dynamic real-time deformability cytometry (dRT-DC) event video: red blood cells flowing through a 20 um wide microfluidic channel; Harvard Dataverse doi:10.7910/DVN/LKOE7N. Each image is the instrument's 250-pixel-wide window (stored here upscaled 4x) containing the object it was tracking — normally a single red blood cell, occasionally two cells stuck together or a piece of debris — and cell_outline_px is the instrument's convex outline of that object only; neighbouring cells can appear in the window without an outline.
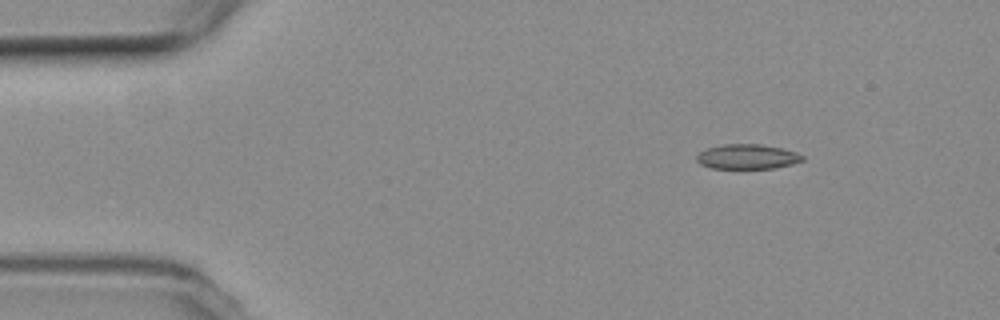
{"species": "common noctule bat (a hibernating species)", "species_latin": "Nyctalus noctula", "temperature_condition": "room temperature", "stored_images_in_passage": 9, "camera_frame_rate_fps": 3000, "um_per_image_px": 0.085, "animal": {"sex": "female", "body_mass_g": 19.3, "forearm_length_mm": 54.1}, "frame": {"image": 1, "passage_image": 3, "time_ms": 2.333, "image_size_px": [1000, 320], "cell_outline_px": [[804, 160], [792, 164], [776, 168], [712, 168], [700, 164], [696, 160], [696, 156], [700, 152], [708, 148], [724, 144], [760, 144], [780, 148], [796, 152], [804, 156]], "centroid_in_image_um": [63.53, 13.32], "position_along_channel_um": 21.5, "area_um2": 15.2}}
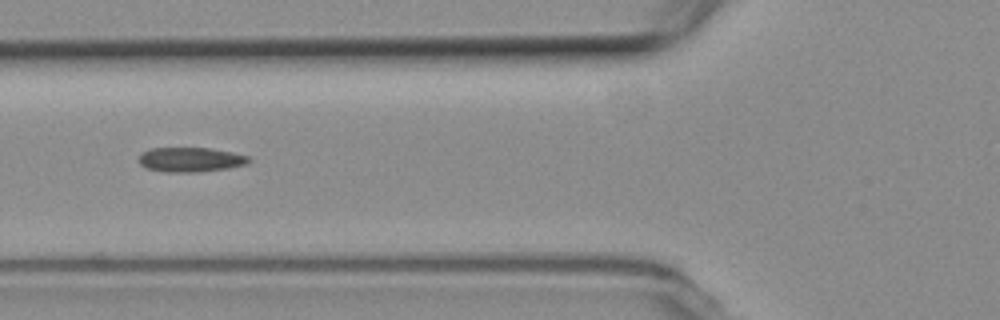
{"frame": {"image": 2, "passage_image": 7, "time_ms": 7.0, "image_size_px": [1000, 320], "cell_outline_px": [[252, 160], [248, 164], [228, 168], [196, 172], [164, 172], [144, 168], [140, 164], [140, 156], [148, 148], [208, 148], [232, 152], [248, 156]], "centroid_in_image_um": [16.2, 13.57], "position_along_channel_um": 109.6, "area_um2": 15.78}}
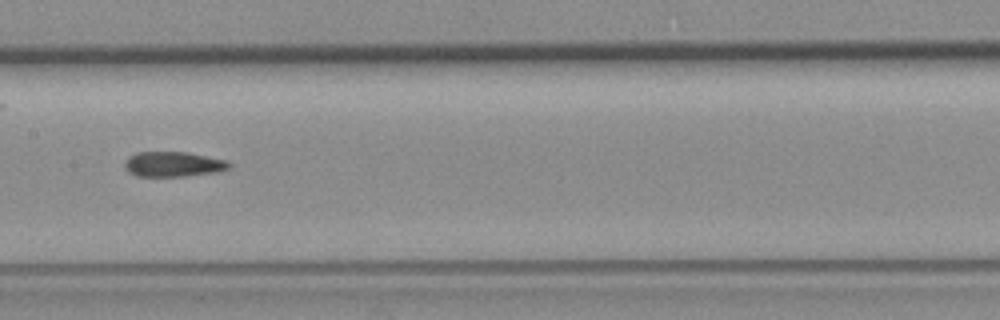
{"frame": {"image": 3, "passage_image": 9, "time_ms": 9.333, "image_size_px": [1000, 320], "cell_outline_px": [[232, 164], [228, 168], [220, 172], [184, 176], [136, 176], [128, 172], [124, 168], [124, 160], [128, 156], [136, 152], [188, 152], [228, 160]], "centroid_in_image_um": [14.72, 13.95], "position_along_channel_um": 192.7, "area_um2": 15.55}}